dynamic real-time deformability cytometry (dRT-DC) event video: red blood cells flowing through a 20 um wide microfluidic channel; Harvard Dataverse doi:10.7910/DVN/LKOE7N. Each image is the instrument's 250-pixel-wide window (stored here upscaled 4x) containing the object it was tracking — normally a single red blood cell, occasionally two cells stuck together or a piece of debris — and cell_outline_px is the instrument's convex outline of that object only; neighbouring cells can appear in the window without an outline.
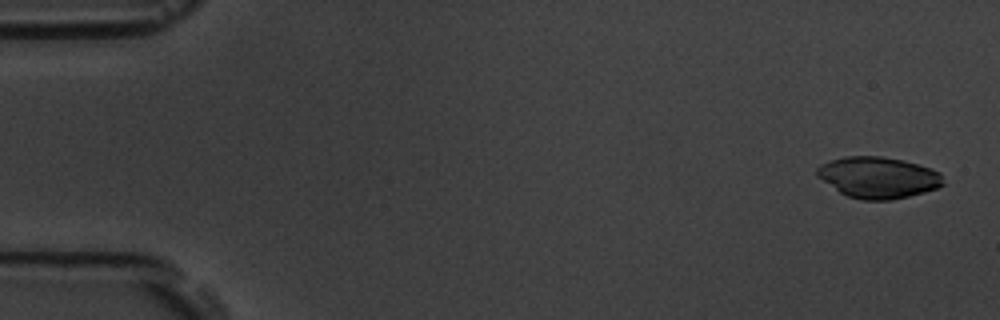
{"species": "common noctule bat (a hibernating species)", "species_latin": "Nyctalus noctula", "temperature_condition": "room temperature", "stored_images_in_passage": 55, "camera_frame_rate_fps": 3000, "um_per_image_px": 0.085, "animal": {"sex": "male", "body_mass_g": 19.5, "forearm_length_mm": 54.6}, "frame": {"image": 1, "passage_image": 2, "time_ms": 0.333, "image_size_px": [1000, 320], "cell_outline_px": [[944, 184], [936, 188], [924, 192], [892, 200], [864, 200], [848, 196], [840, 192], [816, 176], [816, 168], [820, 164], [844, 156], [880, 156], [904, 160], [932, 168], [940, 172]], "centroid_in_image_um": [74.64, 15.07], "position_along_channel_um": 10.4, "area_um2": 30.35}}
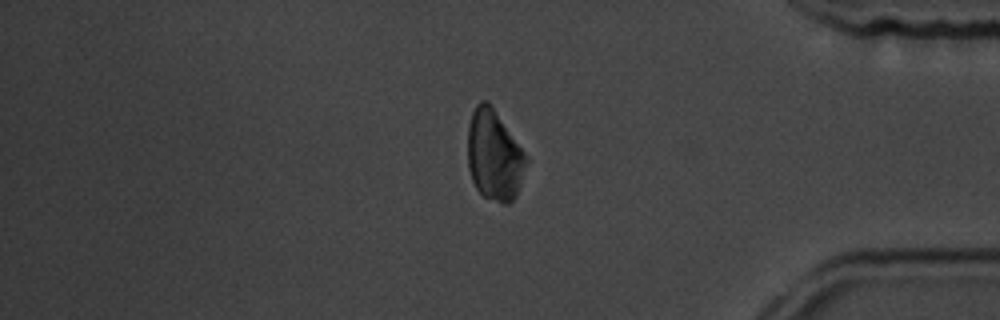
{"frame": {"image": 2, "passage_image": 46, "time_ms": 15.0, "image_size_px": [1000, 320], "cell_outline_px": [[528, 160], [516, 196], [508, 204], [504, 204], [484, 196], [476, 188], [472, 180], [468, 168], [468, 124], [472, 112], [476, 104], [480, 100], [488, 100], [524, 152]], "centroid_in_image_um": [41.99, 13.19], "position_along_channel_um": 393.2, "area_um2": 30.69}}